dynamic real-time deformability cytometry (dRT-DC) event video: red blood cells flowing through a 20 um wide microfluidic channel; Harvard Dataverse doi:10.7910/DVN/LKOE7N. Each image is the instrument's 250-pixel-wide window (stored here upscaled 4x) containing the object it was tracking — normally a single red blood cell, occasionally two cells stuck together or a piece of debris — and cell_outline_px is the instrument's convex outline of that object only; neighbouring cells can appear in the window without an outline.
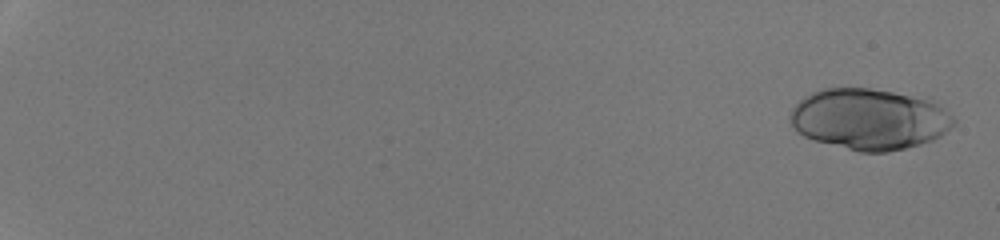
{"species": "human", "species_latin": "Homo sapiens", "temperature_condition": "room temperature", "stored_images_in_passage": 52, "segment_of_instrument_passage": [1, 2], "camera_frame_rate_fps": 3000, "um_per_image_px": 0.085, "donor": {"sex": "male"}, "frame": {"image": 1, "passage_image": 2, "time_ms": 0.333, "image_size_px": [1000, 240], "cell_outline_px": [[956, 124], [940, 136], [932, 140], [920, 144], [888, 152], [860, 152], [812, 140], [796, 132], [788, 120], [788, 116], [792, 108], [804, 96], [812, 92], [824, 88], [868, 88], [932, 96], [956, 120]], "centroid_in_image_um": [73.92, 10.1], "position_along_channel_um": 11.1, "area_um2": 59.36}}
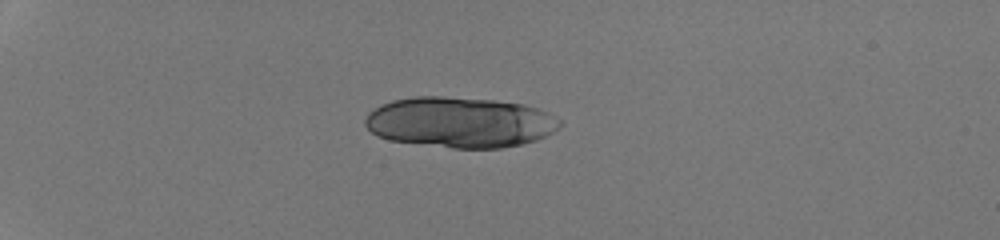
{"frame": {"image": 2, "passage_image": 17, "time_ms": 5.333, "image_size_px": [1000, 240], "cell_outline_px": [[564, 124], [556, 132], [548, 136], [524, 144], [500, 148], [452, 148], [388, 140], [376, 136], [364, 124], [364, 120], [368, 112], [380, 104], [392, 100], [412, 96], [440, 96], [492, 100], [524, 104], [548, 112], [556, 116]], "centroid_in_image_um": [39.12, 10.4], "position_along_channel_um": 45.9, "area_um2": 58.09}}